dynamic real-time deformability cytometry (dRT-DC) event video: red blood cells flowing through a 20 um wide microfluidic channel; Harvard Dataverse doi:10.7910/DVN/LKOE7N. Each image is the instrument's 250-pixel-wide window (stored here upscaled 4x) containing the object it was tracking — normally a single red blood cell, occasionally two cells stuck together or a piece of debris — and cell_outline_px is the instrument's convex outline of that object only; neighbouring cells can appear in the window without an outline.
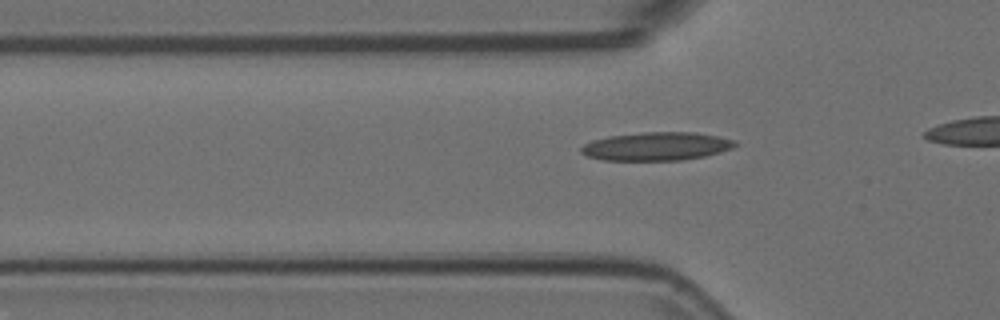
{"species": "Egyptian fruit bat (a non-hibernating species)", "species_latin": "Rousettus aegyptiacus", "temperature_condition": "room temperature", "stored_images_in_passage": 10, "camera_frame_rate_fps": 3000, "um_per_image_px": 0.085, "animal": {"sex": "female"}, "frame": {"image": 1, "passage_image": 4, "time_ms": 1.0, "image_size_px": [1000, 320], "cell_outline_px": [[736, 144], [732, 148], [720, 152], [704, 156], [680, 160], [604, 160], [588, 156], [580, 152], [580, 148], [584, 144], [592, 140], [608, 136], [644, 132], [696, 132], [736, 140]], "centroid_in_image_um": [55.78, 12.43], "position_along_channel_um": 70.0, "area_um2": 25.32}}
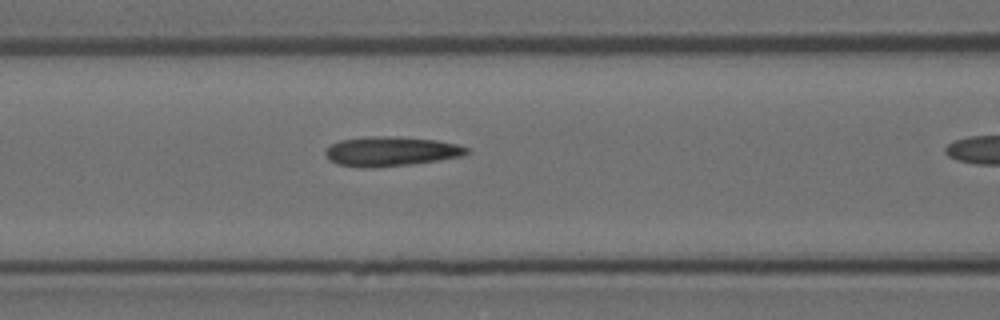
{"frame": {"image": 2, "passage_image": 9, "time_ms": 2.667, "image_size_px": [1000, 320], "cell_outline_px": [[472, 152], [460, 156], [412, 164], [376, 168], [364, 168], [336, 164], [328, 160], [324, 152], [332, 144], [340, 140], [364, 136], [400, 136], [436, 140], [456, 144], [468, 148]], "centroid_in_image_um": [33.19, 12.86], "position_along_channel_um": 133.4, "area_um2": 24.57}}